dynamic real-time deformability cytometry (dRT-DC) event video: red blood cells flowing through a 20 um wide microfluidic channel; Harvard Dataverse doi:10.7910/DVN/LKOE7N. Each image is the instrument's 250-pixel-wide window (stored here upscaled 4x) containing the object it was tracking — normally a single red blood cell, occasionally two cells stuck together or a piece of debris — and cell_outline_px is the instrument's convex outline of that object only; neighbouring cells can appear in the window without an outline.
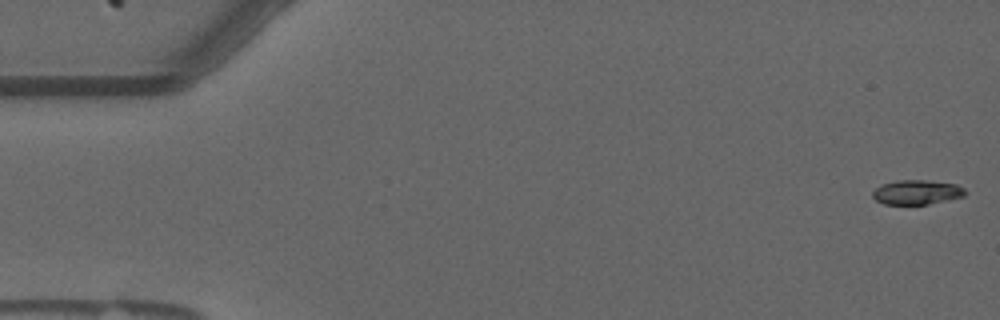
{"species": "common noctule bat (a hibernating species)", "species_latin": "Nyctalus noctula", "temperature_condition": "warm", "stored_images_in_passage": 56, "camera_frame_rate_fps": 3000, "um_per_image_px": 0.085, "animal": {"sex": "male", "forearm_length_mm": 52.5}, "frame": {"image": 1, "passage_image": 1, "time_ms": 0.0, "image_size_px": [1000, 320], "cell_outline_px": [[968, 192], [964, 196], [928, 204], [884, 204], [876, 200], [872, 196], [872, 192], [880, 184], [896, 180], [924, 180], [956, 184], [964, 188]], "centroid_in_image_um": [77.92, 16.33], "position_along_channel_um": 7.1, "area_um2": 13.24}}
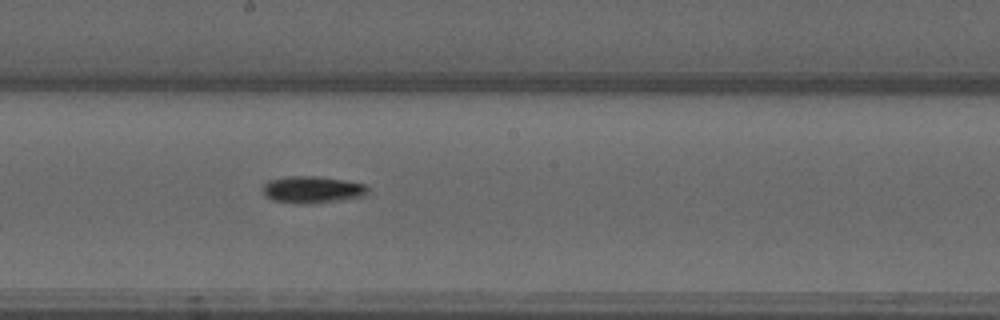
{"frame": {"image": 2, "passage_image": 30, "time_ms": 9.667, "image_size_px": [1000, 320], "cell_outline_px": [[368, 192], [364, 196], [308, 204], [296, 204], [272, 200], [264, 196], [260, 188], [268, 180], [288, 176], [316, 176], [344, 180], [364, 184], [368, 188]], "centroid_in_image_um": [26.46, 16.12], "position_along_channel_um": 221.7, "area_um2": 16.59}}
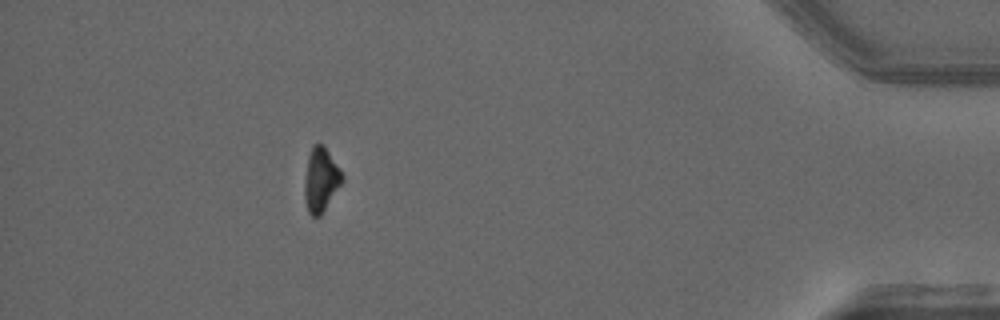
{"frame": {"image": 3, "passage_image": 50, "time_ms": 16.333, "image_size_px": [1000, 320], "cell_outline_px": [[344, 180], [320, 216], [312, 216], [308, 212], [304, 200], [304, 180], [308, 156], [312, 144], [324, 144], [340, 168], [344, 176]], "centroid_in_image_um": [27.27, 15.25], "position_along_channel_um": 407.9, "area_um2": 14.28}, "authors_computed_cell_mechanics": {"area_um2": 14.5078, "velocity_mm_per_s": 3.6703, "shape_relaxation_time_tau1_ms": 4.7967, "shape_relaxation_time_tau2_ms": null, "deformation_change_tau1": 0.1661, "deformation_change_tau2": null}}